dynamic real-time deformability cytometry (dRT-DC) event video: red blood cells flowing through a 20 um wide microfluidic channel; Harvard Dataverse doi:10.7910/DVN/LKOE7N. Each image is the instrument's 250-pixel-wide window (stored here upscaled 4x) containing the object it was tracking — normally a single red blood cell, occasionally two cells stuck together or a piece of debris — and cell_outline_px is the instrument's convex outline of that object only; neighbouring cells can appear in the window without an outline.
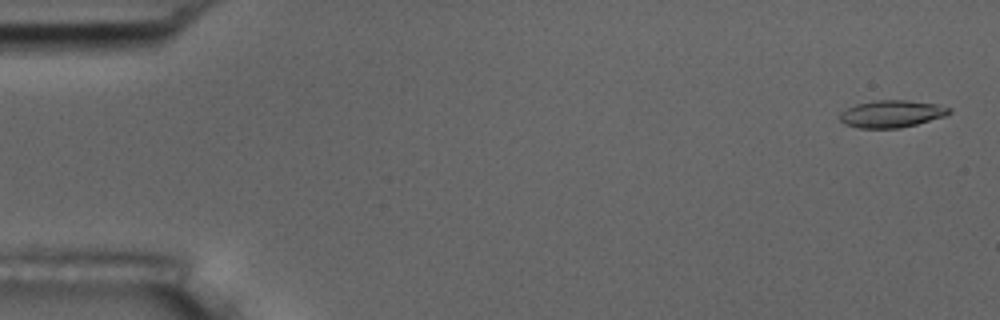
{"species": "common noctule bat (a hibernating species)", "species_latin": "Nyctalus noctula", "temperature_condition": "room temperature", "stored_images_in_passage": 56, "camera_frame_rate_fps": 3000, "um_per_image_px": 0.085, "animal": {"sex": "male", "body_mass_g": 17.5, "forearm_length_mm": 52.3}, "frame": {"image": 1, "passage_image": 2, "time_ms": 0.333, "image_size_px": [1000, 320], "cell_outline_px": [[952, 112], [944, 116], [916, 124], [900, 128], [856, 128], [844, 124], [840, 120], [840, 112], [856, 104], [880, 100], [908, 100], [940, 104], [952, 108]], "centroid_in_image_um": [75.81, 9.67], "position_along_channel_um": 9.2, "area_um2": 17.4}}
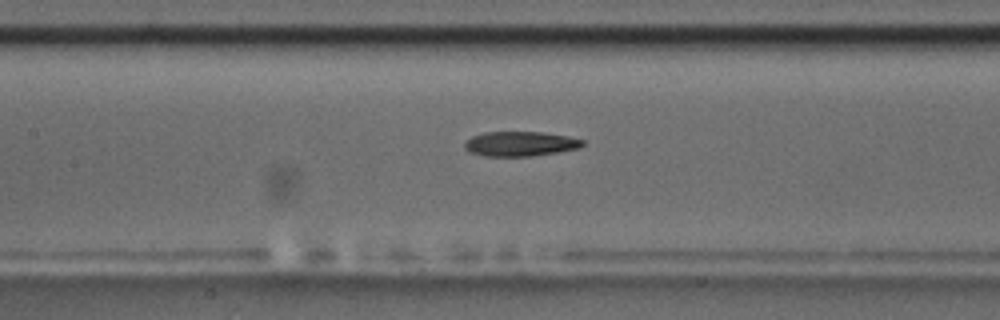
{"frame": {"image": 2, "passage_image": 26, "time_ms": 8.333, "image_size_px": [1000, 320], "cell_outline_px": [[584, 144], [580, 148], [532, 156], [484, 156], [468, 152], [464, 148], [464, 144], [472, 136], [484, 132], [544, 132], [568, 136], [584, 140]], "centroid_in_image_um": [44.22, 12.22], "position_along_channel_um": 163.2, "area_um2": 17.05}}
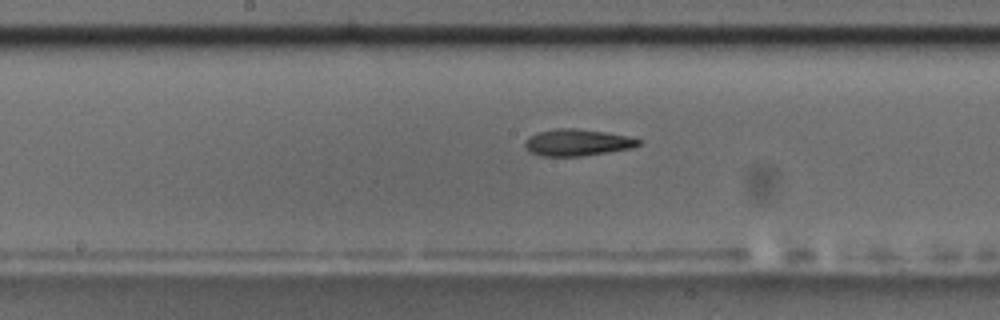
{"frame": {"image": 3, "passage_image": 29, "time_ms": 9.333, "image_size_px": [1000, 320], "cell_outline_px": [[644, 140], [640, 144], [632, 148], [608, 152], [580, 156], [544, 156], [528, 152], [524, 144], [524, 140], [528, 136], [536, 132], [556, 128], [576, 128], [608, 132], [628, 136]], "centroid_in_image_um": [49.06, 12.1], "position_along_channel_um": 199.1, "area_um2": 17.98}, "authors_computed_cell_mechanics": {"area_um2": 17.629, "velocity_mm_per_s": 3.6188, "shape_relaxation_time_tau1_ms": 7.9482, "shape_relaxation_time_tau2_ms": 5.9069, "deformation_change_tau1": 0.1983, "deformation_change_tau2": 0.1561}}